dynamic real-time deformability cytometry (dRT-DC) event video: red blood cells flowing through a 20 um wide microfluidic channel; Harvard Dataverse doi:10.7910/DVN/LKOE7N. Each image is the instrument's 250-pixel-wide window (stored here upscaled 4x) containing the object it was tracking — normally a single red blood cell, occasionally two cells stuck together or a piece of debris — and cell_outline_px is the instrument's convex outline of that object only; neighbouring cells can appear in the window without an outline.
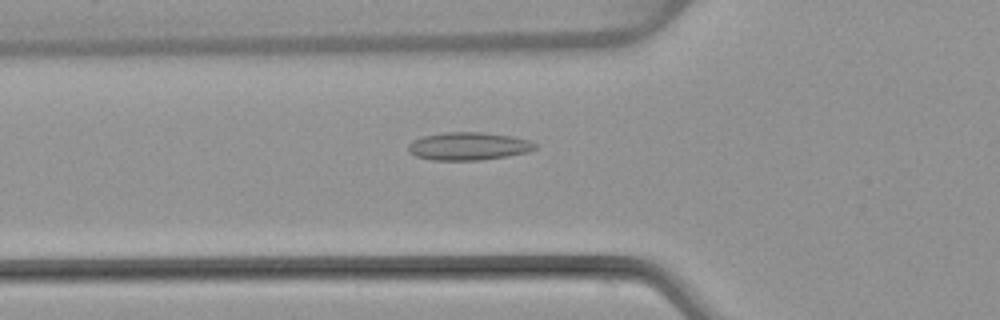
{"species": "common noctule bat (a hibernating species)", "species_latin": "Nyctalus noctula", "temperature_condition": "warm", "stored_images_in_passage": 51, "camera_frame_rate_fps": 3000, "um_per_image_px": 0.085, "animal": {"sex": "female", "body_mass_g": 22.7, "forearm_length_mm": 54.2}, "frame": {"image": 1, "passage_image": 18, "time_ms": 5.667, "image_size_px": [1000, 320], "cell_outline_px": [[536, 148], [528, 152], [480, 160], [432, 160], [416, 156], [408, 152], [408, 144], [412, 140], [424, 136], [444, 132], [480, 132], [512, 136], [528, 140], [536, 144]], "centroid_in_image_um": [39.78, 12.42], "position_along_channel_um": 86.0, "area_um2": 20.52}}
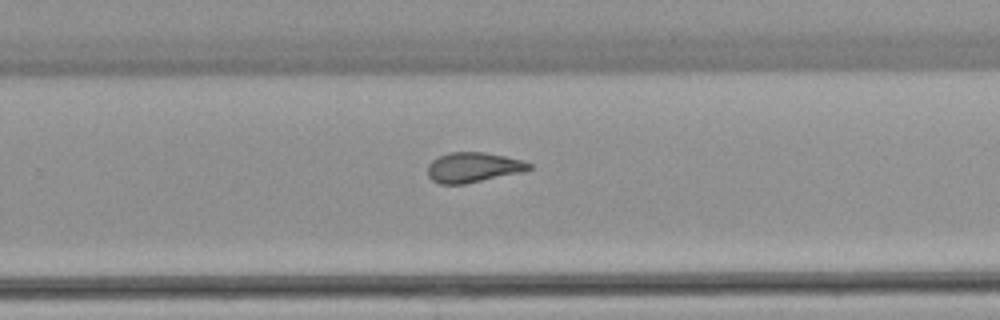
{"frame": {"image": 2, "passage_image": 33, "time_ms": 10.667, "image_size_px": [1000, 320], "cell_outline_px": [[532, 168], [524, 172], [464, 184], [440, 184], [432, 180], [428, 176], [428, 164], [432, 160], [448, 152], [484, 152], [524, 160], [532, 164]], "centroid_in_image_um": [40.25, 14.23], "position_along_channel_um": 289.6, "area_um2": 17.86}}
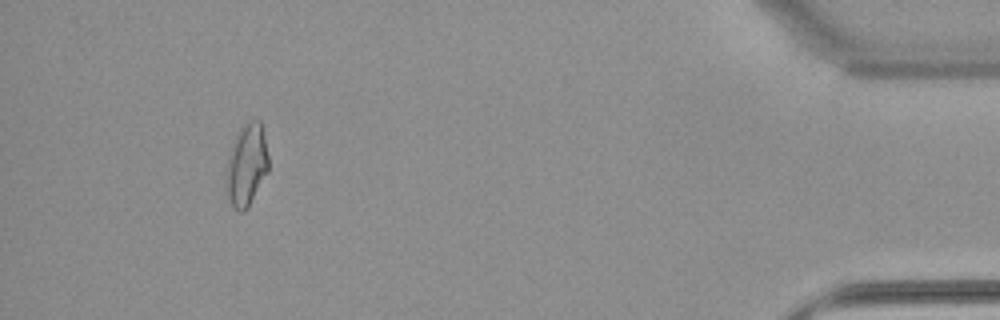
{"frame": {"image": 3, "passage_image": 47, "time_ms": 15.333, "image_size_px": [1000, 320], "cell_outline_px": [[268, 172], [248, 208], [244, 212], [240, 212], [232, 204], [228, 196], [228, 160], [232, 144], [236, 132], [248, 120], [260, 120], [264, 136], [268, 156]], "centroid_in_image_um": [21.0, 13.99], "position_along_channel_um": 414.2, "area_um2": 19.83}, "authors_computed_cell_mechanics": {"area_um2": 18.7272, "velocity_mm_per_s": 4.0649, "shape_relaxation_time_tau1_ms": null, "shape_relaxation_time_tau2_ms": 1.9908, "deformation_change_tau1": null, "deformation_change_tau2": 0.1008}}